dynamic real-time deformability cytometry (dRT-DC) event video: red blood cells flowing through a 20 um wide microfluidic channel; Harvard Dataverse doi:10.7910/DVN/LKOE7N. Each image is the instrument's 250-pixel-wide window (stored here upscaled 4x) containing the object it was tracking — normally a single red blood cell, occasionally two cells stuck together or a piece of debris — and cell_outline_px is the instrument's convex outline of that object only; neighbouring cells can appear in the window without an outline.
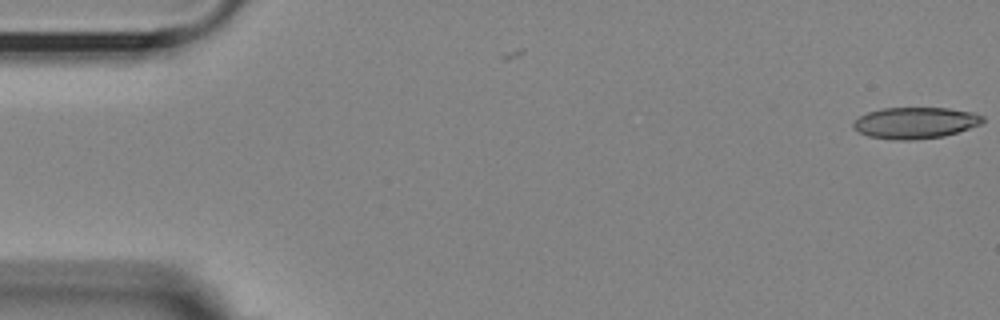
{"species": "Egyptian fruit bat (a non-hibernating species)", "species_latin": "Rousettus aegyptiacus", "temperature_condition": "room temperature", "stored_images_in_passage": 3, "camera_frame_rate_fps": 3000, "um_per_image_px": 0.085, "animal": {"sex": "female"}, "frame": {"image": 1, "passage_image": 3, "time_ms": 0.667, "image_size_px": [1000, 320], "cell_outline_px": [[984, 124], [944, 136], [912, 140], [896, 140], [868, 136], [852, 128], [852, 124], [860, 116], [868, 112], [884, 108], [948, 108], [972, 112], [984, 116]], "centroid_in_image_um": [77.83, 10.44], "position_along_channel_um": 7.2, "area_um2": 23.7}}